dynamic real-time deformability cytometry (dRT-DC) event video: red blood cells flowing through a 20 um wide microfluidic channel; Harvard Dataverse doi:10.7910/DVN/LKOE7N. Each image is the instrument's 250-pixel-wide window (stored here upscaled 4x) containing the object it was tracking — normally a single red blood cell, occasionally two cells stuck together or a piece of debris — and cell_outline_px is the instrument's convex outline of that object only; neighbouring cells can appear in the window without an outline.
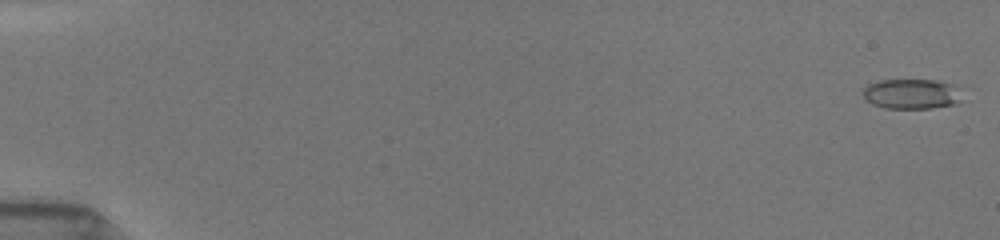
{"species": "common noctule bat (a hibernating species)", "species_latin": "Nyctalus noctula", "temperature_condition": "room temperature", "stored_images_in_passage": 18, "camera_frame_rate_fps": 3000, "um_per_image_px": 0.085, "animal": {"sex": "female", "body_mass_g": 19.5, "forearm_length_mm": 54.1}, "frame": {"image": 1, "passage_image": 1, "time_ms": 0.0, "image_size_px": [1000, 240], "cell_outline_px": [[960, 100], [956, 104], [932, 108], [884, 108], [872, 104], [864, 100], [860, 92], [868, 84], [880, 80], [932, 80], [952, 84]], "centroid_in_image_um": [77.36, 7.99], "position_along_channel_um": 7.6, "area_um2": 17.22}}
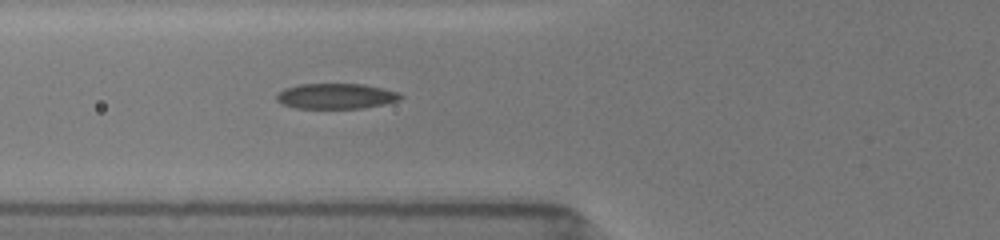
{"frame": {"image": 2, "passage_image": 13, "time_ms": 6.667, "image_size_px": [1000, 240], "cell_outline_px": [[404, 96], [400, 100], [384, 104], [364, 108], [296, 108], [284, 104], [276, 100], [276, 96], [284, 88], [300, 84], [364, 84], [396, 92]], "centroid_in_image_um": [28.56, 8.17], "position_along_channel_um": 97.2, "area_um2": 18.21}}
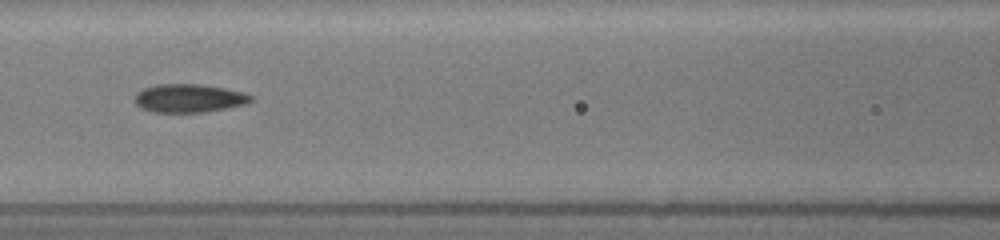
{"frame": {"image": 3, "passage_image": 16, "time_ms": 8.0, "image_size_px": [1000, 240], "cell_outline_px": [[252, 100], [244, 104], [204, 112], [152, 112], [140, 108], [136, 104], [136, 92], [144, 88], [156, 84], [200, 84], [224, 88], [244, 92], [252, 96]], "centroid_in_image_um": [16.03, 8.34], "position_along_channel_um": 150.6, "area_um2": 19.07}}